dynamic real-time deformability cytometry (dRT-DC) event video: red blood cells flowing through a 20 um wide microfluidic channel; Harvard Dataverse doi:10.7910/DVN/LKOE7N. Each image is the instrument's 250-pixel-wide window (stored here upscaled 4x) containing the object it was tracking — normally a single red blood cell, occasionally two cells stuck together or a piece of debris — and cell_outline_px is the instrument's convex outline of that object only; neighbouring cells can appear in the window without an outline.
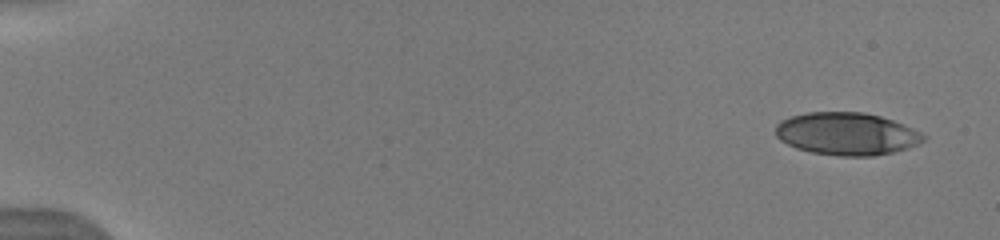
{"species": "human", "species_latin": "Homo sapiens", "temperature_condition": "warm", "stored_images_in_passage": 32, "camera_frame_rate_fps": 3000, "um_per_image_px": 0.085, "donor": {"sex": "male"}, "frame": {"image": 1, "passage_image": 1, "time_ms": 0.0, "image_size_px": [1000, 240], "cell_outline_px": [[928, 136], [924, 140], [908, 148], [892, 152], [872, 156], [836, 156], [812, 152], [796, 148], [780, 140], [776, 136], [776, 124], [780, 120], [792, 116], [808, 112], [864, 112], [880, 116], [892, 120], [912, 128]], "centroid_in_image_um": [71.96, 11.37], "position_along_channel_um": 13.0, "area_um2": 36.65}}
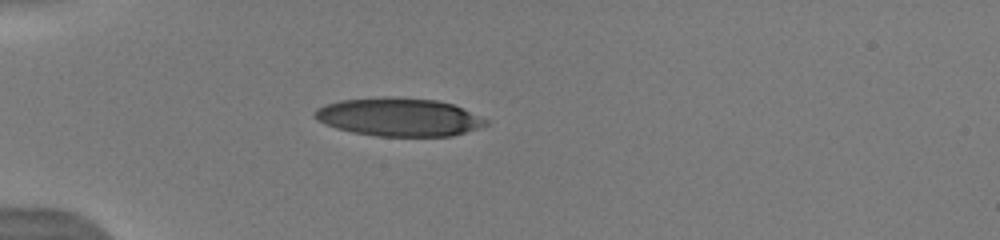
{"frame": {"image": 2, "passage_image": 17, "time_ms": 4.333, "image_size_px": [1000, 240], "cell_outline_px": [[488, 124], [452, 136], [376, 136], [352, 132], [336, 128], [324, 124], [316, 120], [312, 116], [312, 112], [316, 108], [324, 104], [340, 100], [384, 96], [388, 96], [436, 100], [452, 104], [488, 120]], "centroid_in_image_um": [33.81, 9.94], "position_along_channel_um": 51.2, "area_um2": 38.21}}